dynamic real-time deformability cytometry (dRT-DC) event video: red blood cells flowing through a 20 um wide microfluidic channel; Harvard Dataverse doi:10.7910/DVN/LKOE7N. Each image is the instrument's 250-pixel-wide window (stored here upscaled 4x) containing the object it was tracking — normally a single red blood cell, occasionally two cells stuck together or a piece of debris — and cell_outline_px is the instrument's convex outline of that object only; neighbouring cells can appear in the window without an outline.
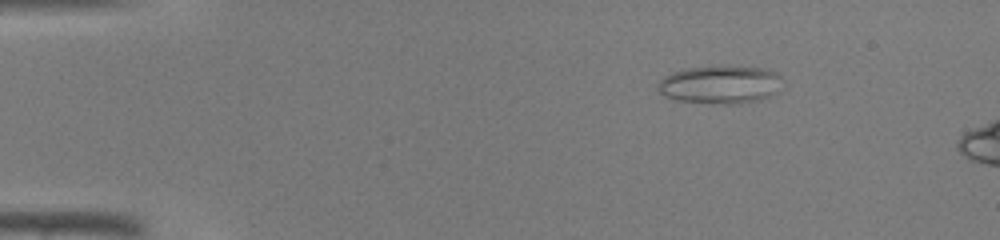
{"species": "common noctule bat (a hibernating species)", "species_latin": "Nyctalus noctula", "temperature_condition": "warm", "stored_images_in_passage": 40, "camera_frame_rate_fps": 3000, "um_per_image_px": 0.085, "animal": {"sex": "male", "body_mass_g": 19.0, "forearm_length_mm": 50.8}, "frame": {"image": 1, "passage_image": 1, "time_ms": 0.0, "image_size_px": [1000, 240], "cell_outline_px": [[780, 76], [776, 92], [760, 100], [736, 104], [728, 104], [676, 100], [664, 96], [656, 88], [660, 80], [664, 76], [672, 72], [688, 68], [768, 68], [776, 72]], "centroid_in_image_um": [61.17, 7.22], "position_along_channel_um": 23.8, "area_um2": 26.82}}
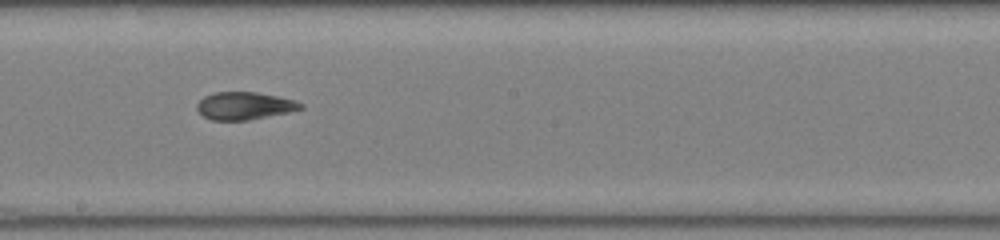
{"frame": {"image": 2, "passage_image": 20, "time_ms": 6.333, "image_size_px": [1000, 240], "cell_outline_px": [[304, 108], [288, 112], [248, 120], [212, 120], [204, 116], [196, 108], [196, 104], [204, 96], [212, 92], [256, 92], [296, 100], [304, 104]], "centroid_in_image_um": [20.78, 8.98], "position_along_channel_um": 227.4, "area_um2": 16.65}}
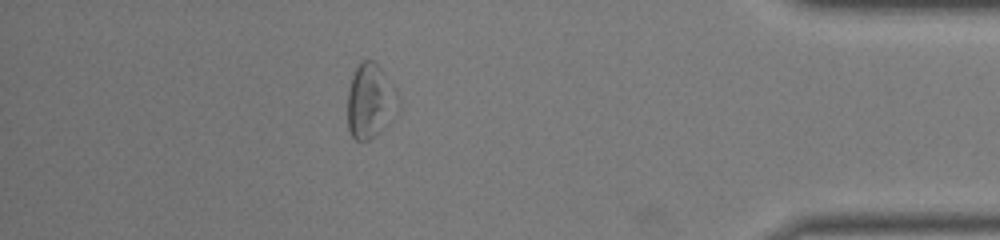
{"frame": {"image": 3, "passage_image": 34, "time_ms": 11.0, "image_size_px": [1000, 240], "cell_outline_px": [[400, 108], [396, 116], [380, 132], [368, 140], [356, 140], [352, 136], [348, 128], [348, 92], [352, 76], [356, 68], [364, 60], [372, 60], [380, 68], [400, 96]], "centroid_in_image_um": [31.51, 8.63], "position_along_channel_um": 403.7, "area_um2": 22.08}}